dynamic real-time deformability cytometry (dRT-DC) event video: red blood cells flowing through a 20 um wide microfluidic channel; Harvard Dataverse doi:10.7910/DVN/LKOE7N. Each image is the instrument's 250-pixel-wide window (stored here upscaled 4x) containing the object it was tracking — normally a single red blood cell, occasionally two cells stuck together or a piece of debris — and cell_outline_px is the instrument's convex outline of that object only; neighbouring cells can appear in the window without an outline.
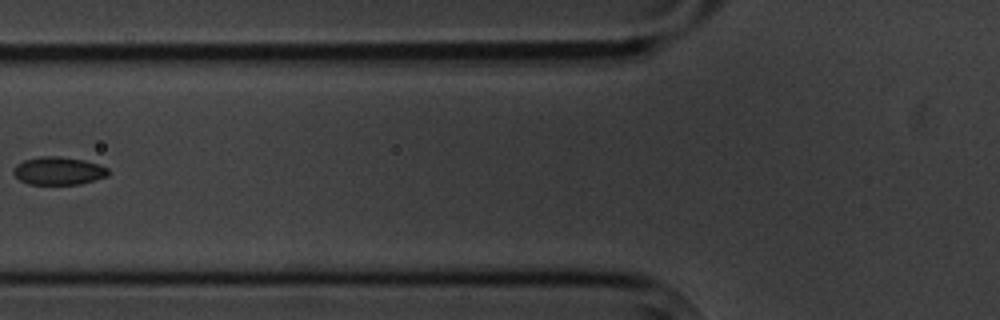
{"species": "common noctule bat (a hibernating species)", "species_latin": "Nyctalus noctula", "temperature_condition": "cold", "stored_images_in_passage": 5, "camera_frame_rate_fps": 3000, "um_per_image_px": 0.085, "animal": {"sex": "male", "body_mass_g": 20.1, "forearm_length_mm": 53.5}, "frame": {"image": 1, "passage_image": 5, "time_ms": 5.667, "image_size_px": [1000, 320], "cell_outline_px": [[108, 176], [80, 184], [28, 184], [20, 180], [12, 172], [12, 168], [16, 164], [24, 160], [40, 156], [60, 156], [84, 160], [100, 164], [108, 168]], "centroid_in_image_um": [4.96, 14.51], "position_along_channel_um": 120.8, "area_um2": 15.55}}